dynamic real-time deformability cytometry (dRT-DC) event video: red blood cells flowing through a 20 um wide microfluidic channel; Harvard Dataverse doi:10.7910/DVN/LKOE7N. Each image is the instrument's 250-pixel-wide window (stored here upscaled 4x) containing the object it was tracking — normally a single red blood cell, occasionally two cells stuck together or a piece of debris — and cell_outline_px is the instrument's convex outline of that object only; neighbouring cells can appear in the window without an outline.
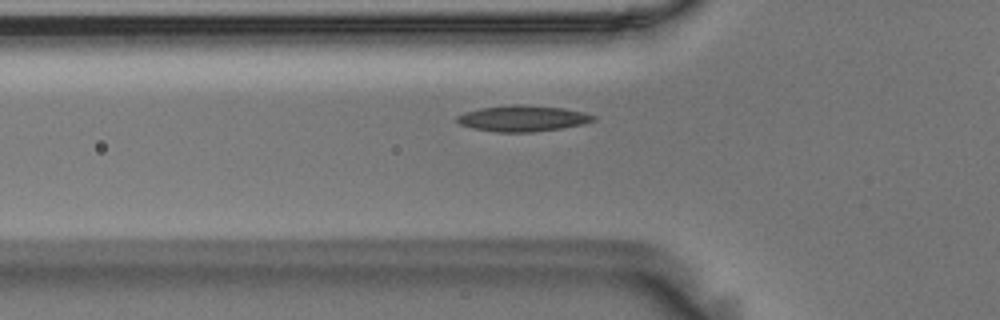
{"species": "Egyptian fruit bat (a non-hibernating species)", "species_latin": "Rousettus aegyptiacus", "temperature_condition": "room temperature", "stored_images_in_passage": 34, "camera_frame_rate_fps": 3000, "um_per_image_px": 0.085, "animal": {"sex": "male"}, "frame": {"image": 1, "passage_image": 3, "time_ms": 0.667, "image_size_px": [1000, 320], "cell_outline_px": [[596, 120], [580, 124], [560, 128], [532, 132], [496, 132], [472, 128], [460, 124], [456, 120], [456, 116], [464, 112], [480, 108], [512, 104], [528, 104], [564, 108], [584, 112], [596, 116]], "centroid_in_image_um": [44.41, 10.05], "position_along_channel_um": 81.4, "area_um2": 20.75}}
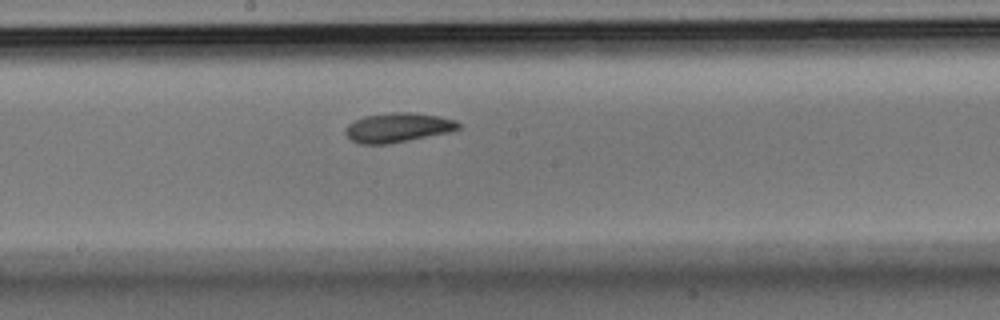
{"frame": {"image": 2, "passage_image": 14, "time_ms": 4.333, "image_size_px": [1000, 320], "cell_outline_px": [[460, 128], [448, 132], [388, 144], [360, 144], [352, 140], [344, 132], [348, 124], [364, 116], [392, 112], [416, 112], [440, 116], [456, 120], [460, 124]], "centroid_in_image_um": [33.83, 10.83], "position_along_channel_um": 214.4, "area_um2": 19.31}}
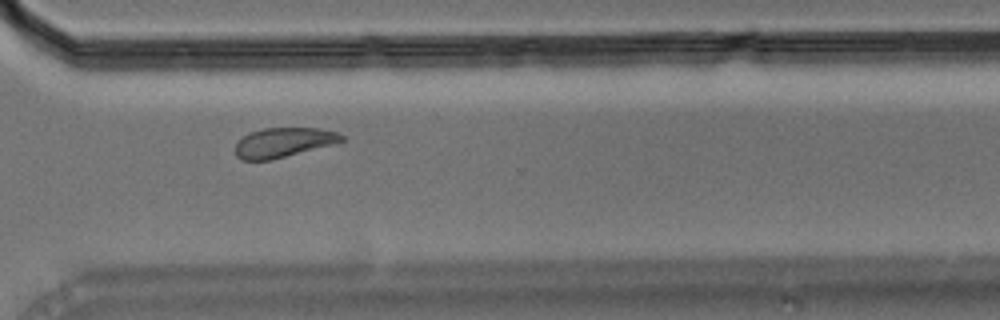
{"frame": {"image": 3, "passage_image": 25, "time_ms": 8.0, "image_size_px": [1000, 320], "cell_outline_px": [[344, 140], [332, 144], [268, 160], [240, 160], [236, 156], [236, 144], [244, 136], [252, 132], [264, 128], [320, 128], [336, 132], [344, 136]], "centroid_in_image_um": [24.08, 12.1], "position_along_channel_um": 346.5, "area_um2": 17.86}, "authors_computed_cell_mechanics": {"area_um2": 19.2763, "velocity_mm_per_s": 3.6082, "shape_relaxation_time_tau1_ms": 3.7633, "shape_relaxation_time_tau2_ms": 5.972, "deformation_change_tau1": 0.1219, "deformation_change_tau2": 0.1182}}